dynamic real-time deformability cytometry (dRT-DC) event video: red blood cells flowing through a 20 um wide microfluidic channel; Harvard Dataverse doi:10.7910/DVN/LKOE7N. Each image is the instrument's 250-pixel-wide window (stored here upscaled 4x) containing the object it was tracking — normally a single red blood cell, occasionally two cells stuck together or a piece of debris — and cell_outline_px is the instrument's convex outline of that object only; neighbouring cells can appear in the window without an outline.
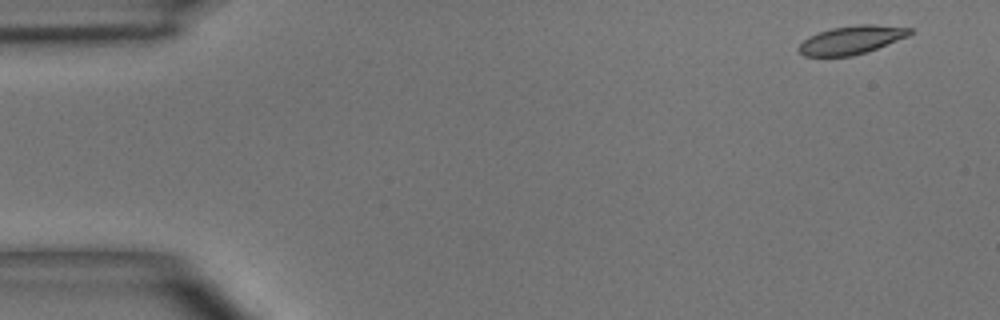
{"species": "common noctule bat (a hibernating species)", "species_latin": "Nyctalus noctula", "temperature_condition": "room temperature", "stored_images_in_passage": 8, "camera_frame_rate_fps": 3000, "um_per_image_px": 0.085, "animal": {"sex": "male", "body_mass_g": 15.6}, "frame": {"image": 1, "passage_image": 1, "time_ms": 0.0, "image_size_px": [1000, 320], "cell_outline_px": [[912, 32], [908, 36], [876, 48], [852, 56], [804, 56], [796, 48], [808, 36], [832, 28], [856, 24], [872, 24], [912, 28]], "centroid_in_image_um": [72.35, 3.39], "position_along_channel_um": 12.7, "area_um2": 18.15}}
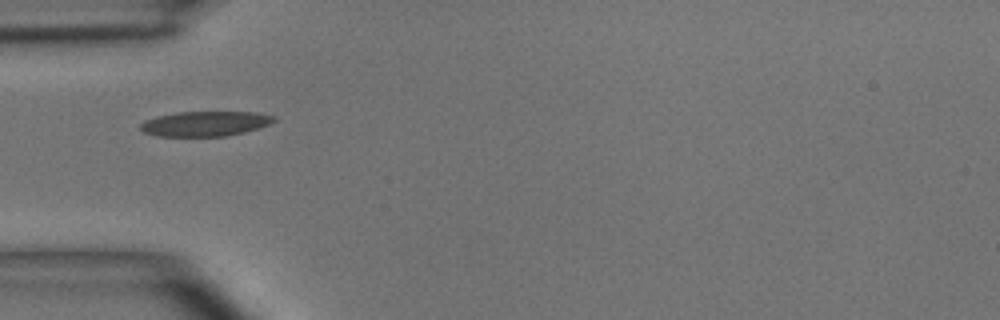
{"frame": {"image": 2, "passage_image": 4, "time_ms": 4.333, "image_size_px": [1000, 320], "cell_outline_px": [[276, 120], [260, 128], [228, 136], [156, 136], [144, 132], [140, 128], [140, 124], [144, 120], [156, 116], [176, 112], [256, 112], [276, 116]], "centroid_in_image_um": [17.44, 10.51], "position_along_channel_um": 67.6, "area_um2": 19.54}}
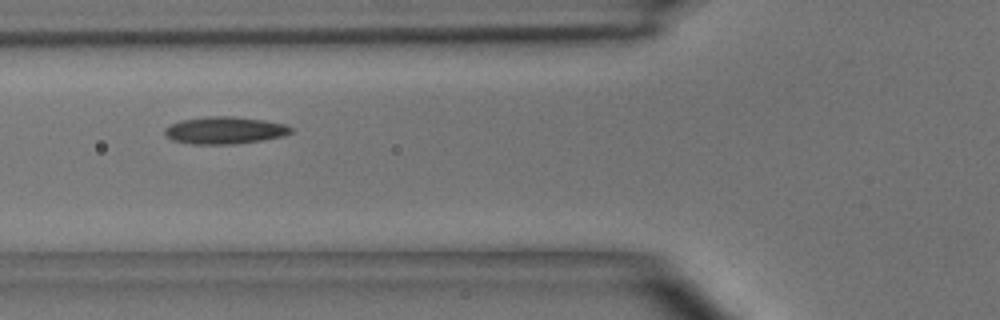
{"frame": {"image": 3, "passage_image": 5, "time_ms": 5.333, "image_size_px": [1000, 320], "cell_outline_px": [[292, 132], [284, 136], [260, 140], [232, 144], [192, 144], [172, 140], [164, 132], [164, 128], [180, 120], [208, 116], [228, 116], [264, 120], [284, 124], [292, 128]], "centroid_in_image_um": [19.09, 11.07], "position_along_channel_um": 106.7, "area_um2": 19.83}}